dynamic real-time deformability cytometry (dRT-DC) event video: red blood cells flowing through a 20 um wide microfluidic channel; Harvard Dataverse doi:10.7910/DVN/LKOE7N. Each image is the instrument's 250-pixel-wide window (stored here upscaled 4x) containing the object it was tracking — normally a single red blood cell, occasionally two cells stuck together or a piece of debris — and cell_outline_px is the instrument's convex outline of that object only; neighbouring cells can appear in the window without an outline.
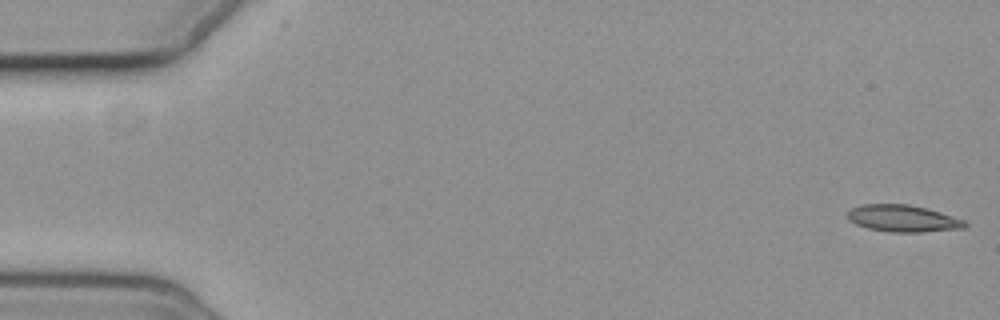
{"species": "common noctule bat (a hibernating species)", "species_latin": "Nyctalus noctula", "temperature_condition": "cold", "stored_images_in_passage": 6, "camera_frame_rate_fps": 3000, "um_per_image_px": 0.085, "animal": {"sex": "female", "body_mass_g": 19.3, "forearm_length_mm": 54.1}, "frame": {"image": 1, "passage_image": 1, "time_ms": 0.0, "image_size_px": [1000, 320], "cell_outline_px": [[968, 224], [964, 228], [920, 232], [888, 232], [868, 228], [856, 224], [848, 220], [848, 212], [852, 208], [860, 204], [908, 204], [940, 212], [964, 220]], "centroid_in_image_um": [76.72, 18.57], "position_along_channel_um": 8.3, "area_um2": 18.26}}